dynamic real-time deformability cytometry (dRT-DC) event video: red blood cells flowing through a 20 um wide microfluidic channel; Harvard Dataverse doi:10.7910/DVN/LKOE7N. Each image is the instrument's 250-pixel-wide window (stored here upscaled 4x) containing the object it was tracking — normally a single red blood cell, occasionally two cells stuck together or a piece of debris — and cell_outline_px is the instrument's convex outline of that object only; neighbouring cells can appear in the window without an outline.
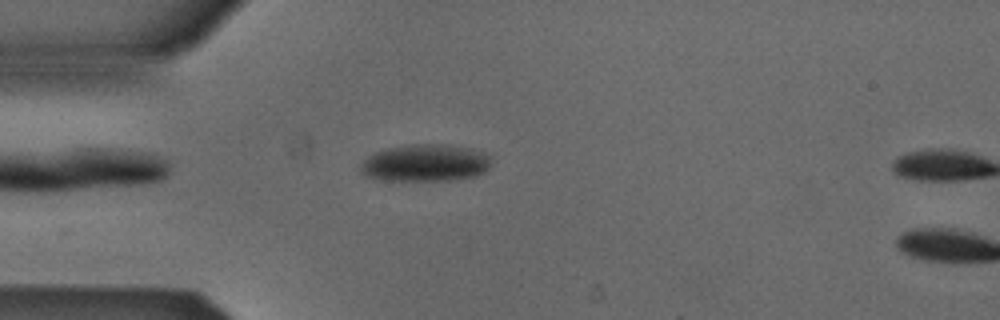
{"species": "Egyptian fruit bat (a non-hibernating species)", "species_latin": "Rousettus aegyptiacus", "temperature_condition": "cold", "stored_images_in_passage": 4, "camera_frame_rate_fps": 3000, "um_per_image_px": 0.085, "animal": {"sex": "male"}, "frame": {"image": 1, "passage_image": 3, "time_ms": 0.667, "image_size_px": [1000, 320], "cell_outline_px": [[492, 164], [484, 172], [476, 176], [452, 180], [384, 180], [364, 176], [360, 172], [360, 164], [368, 156], [376, 152], [388, 148], [412, 144], [440, 144], [464, 148], [484, 152], [492, 156]], "centroid_in_image_um": [36.16, 13.86], "position_along_channel_um": 48.8, "area_um2": 28.32}}